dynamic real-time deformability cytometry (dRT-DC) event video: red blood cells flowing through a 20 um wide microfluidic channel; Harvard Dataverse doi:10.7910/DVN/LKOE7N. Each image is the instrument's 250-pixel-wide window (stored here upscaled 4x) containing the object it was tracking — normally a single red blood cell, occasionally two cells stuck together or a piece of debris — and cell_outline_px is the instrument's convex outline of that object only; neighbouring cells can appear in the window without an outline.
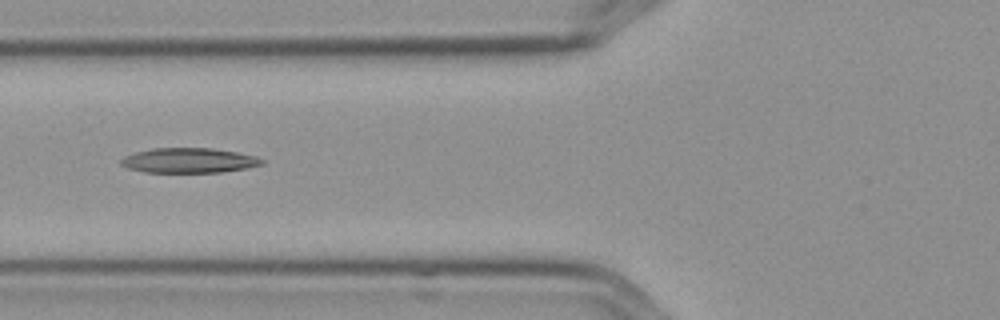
{"species": "Egyptian fruit bat (a non-hibernating species)", "species_latin": "Rousettus aegyptiacus", "temperature_condition": "cold", "stored_images_in_passage": 6, "camera_frame_rate_fps": 3000, "um_per_image_px": 0.085, "frame": {"image": 1, "passage_image": 4, "time_ms": 1.0, "image_size_px": [1000, 320], "cell_outline_px": [[264, 164], [248, 168], [220, 172], [144, 172], [128, 168], [120, 164], [120, 160], [124, 156], [136, 152], [152, 148], [212, 148], [236, 152], [256, 156], [264, 160]], "centroid_in_image_um": [16.06, 13.64], "position_along_channel_um": 109.7, "area_um2": 20.46}}
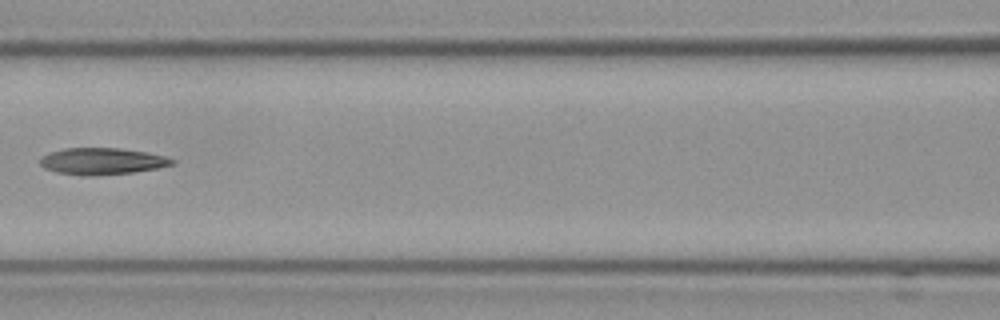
{"frame": {"image": 2, "passage_image": 5, "time_ms": 1.333, "image_size_px": [1000, 320], "cell_outline_px": [[176, 164], [156, 168], [132, 172], [92, 176], [88, 176], [56, 172], [44, 168], [40, 164], [40, 160], [44, 156], [52, 152], [64, 148], [120, 148], [148, 152], [164, 156], [176, 160]], "centroid_in_image_um": [8.71, 13.7], "position_along_channel_um": 157.9, "area_um2": 20.4}}
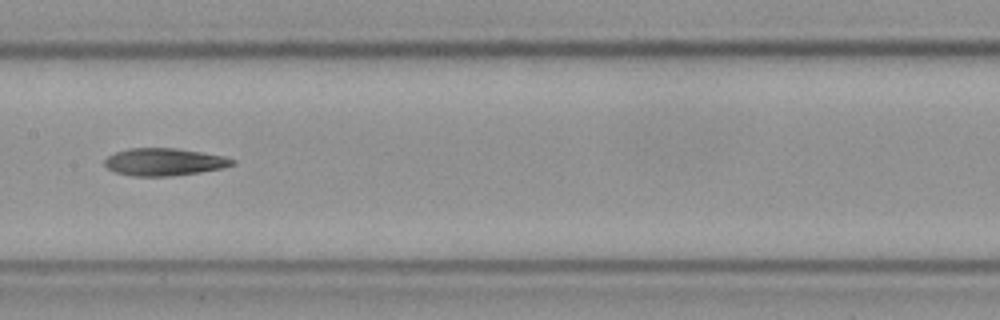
{"frame": {"image": 3, "passage_image": 6, "time_ms": 1.667, "image_size_px": [1000, 320], "cell_outline_px": [[236, 164], [220, 168], [200, 172], [168, 176], [132, 176], [116, 172], [108, 168], [104, 164], [104, 160], [108, 156], [116, 152], [128, 148], [176, 148], [224, 156], [236, 160]], "centroid_in_image_um": [13.95, 13.76], "position_along_channel_um": 193.5, "area_um2": 20.29}}